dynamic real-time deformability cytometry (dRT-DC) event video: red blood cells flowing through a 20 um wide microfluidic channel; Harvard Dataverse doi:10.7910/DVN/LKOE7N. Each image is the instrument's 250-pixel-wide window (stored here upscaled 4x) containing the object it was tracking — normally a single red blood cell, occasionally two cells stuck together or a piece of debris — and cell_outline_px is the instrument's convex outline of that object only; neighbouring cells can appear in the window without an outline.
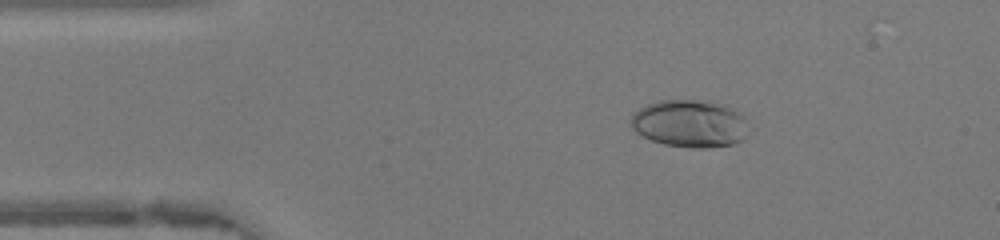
{"species": "human", "species_latin": "Homo sapiens", "temperature_condition": "warm", "stored_images_in_passage": 47, "camera_frame_rate_fps": 3000, "um_per_image_px": 0.085, "donor": {"sex": "female"}, "frame": {"image": 1, "passage_image": 8, "time_ms": 2.333, "image_size_px": [1000, 240], "cell_outline_px": [[744, 140], [732, 144], [708, 148], [692, 148], [664, 144], [652, 140], [636, 132], [628, 124], [632, 112], [644, 104], [660, 100], [696, 100], [724, 104], [744, 116]], "centroid_in_image_um": [58.54, 10.5], "position_along_channel_um": 26.5, "area_um2": 32.6}}
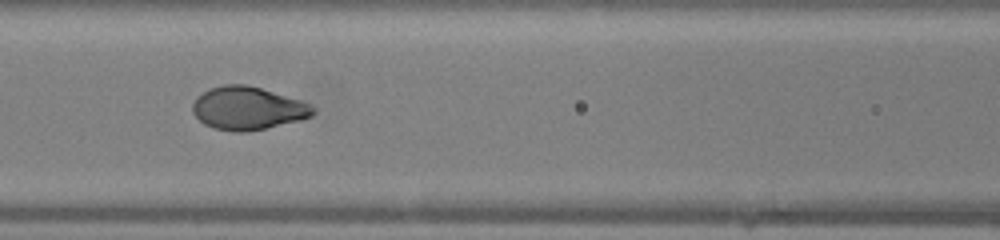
{"frame": {"image": 2, "passage_image": 20, "time_ms": 6.333, "image_size_px": [1000, 240], "cell_outline_px": [[316, 112], [312, 116], [300, 120], [248, 132], [232, 132], [212, 128], [204, 124], [192, 112], [192, 104], [196, 96], [212, 88], [224, 84], [248, 84], [300, 100], [312, 104], [316, 108]], "centroid_in_image_um": [21.06, 9.21], "position_along_channel_um": 145.5, "area_um2": 30.4}}
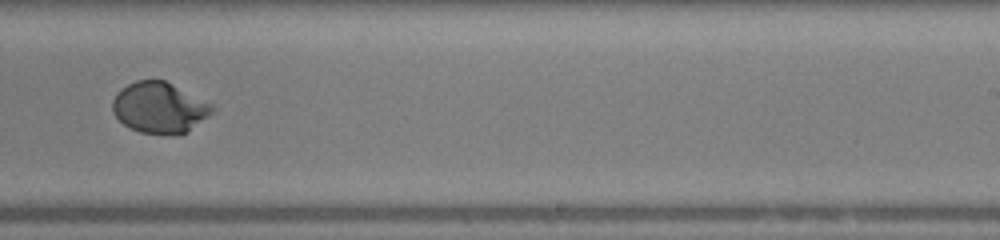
{"frame": {"image": 3, "passage_image": 29, "time_ms": 9.333, "image_size_px": [1000, 240], "cell_outline_px": [[212, 112], [208, 116], [188, 132], [172, 136], [140, 132], [124, 124], [112, 112], [112, 100], [116, 92], [128, 84], [136, 80], [164, 80], [212, 104]], "centroid_in_image_um": [13.53, 9.17], "position_along_channel_um": 275.5, "area_um2": 29.48}, "authors_computed_cell_mechanics": {"area_um2": 30.5762, "velocity_mm_per_s": 4.3479, "shape_relaxation_time_tau1_ms": 3.7798, "shape_relaxation_time_tau2_ms": null, "deformation_change_tau1": 0.261, "deformation_change_tau2": null}}